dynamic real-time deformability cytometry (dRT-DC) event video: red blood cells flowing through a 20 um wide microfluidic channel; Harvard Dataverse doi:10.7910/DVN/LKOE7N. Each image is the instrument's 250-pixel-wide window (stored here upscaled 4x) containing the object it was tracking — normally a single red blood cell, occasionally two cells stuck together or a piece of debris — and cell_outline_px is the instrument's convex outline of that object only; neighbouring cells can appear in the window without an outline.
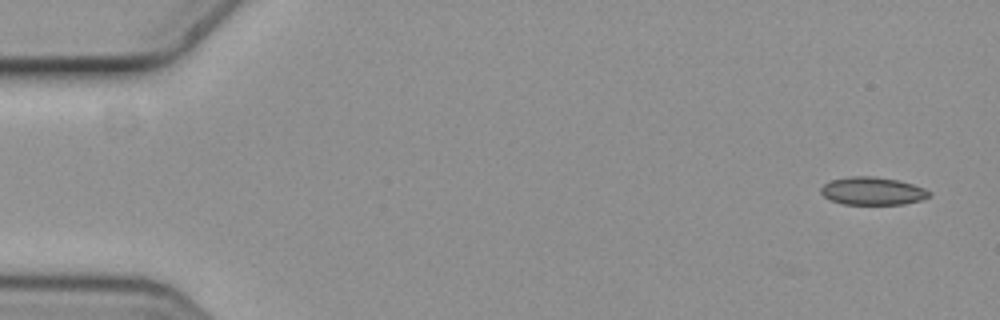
{"species": "common noctule bat (a hibernating species)", "species_latin": "Nyctalus noctula", "temperature_condition": "cold", "stored_images_in_passage": 6, "camera_frame_rate_fps": 3000, "um_per_image_px": 0.085, "animal": {"sex": "female", "body_mass_g": 19.3, "forearm_length_mm": 54.1}, "frame": {"image": 1, "passage_image": 1, "time_ms": 0.0, "image_size_px": [1000, 320], "cell_outline_px": [[932, 192], [928, 196], [920, 200], [904, 204], [844, 204], [832, 200], [824, 196], [820, 192], [820, 188], [824, 184], [832, 180], [852, 176], [872, 176], [900, 180], [924, 188]], "centroid_in_image_um": [74.17, 16.23], "position_along_channel_um": 10.8, "area_um2": 17.46}}
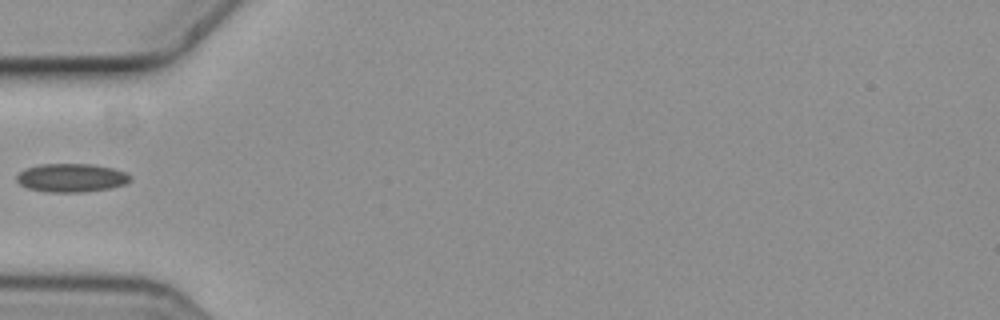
{"frame": {"image": 2, "passage_image": 5, "time_ms": 1.333, "image_size_px": [1000, 320], "cell_outline_px": [[132, 180], [124, 184], [108, 188], [84, 192], [48, 192], [28, 188], [20, 184], [16, 180], [16, 176], [24, 168], [40, 164], [92, 164], [112, 168], [128, 172], [132, 176]], "centroid_in_image_um": [6.08, 15.1], "position_along_channel_um": 78.9, "area_um2": 18.96}}
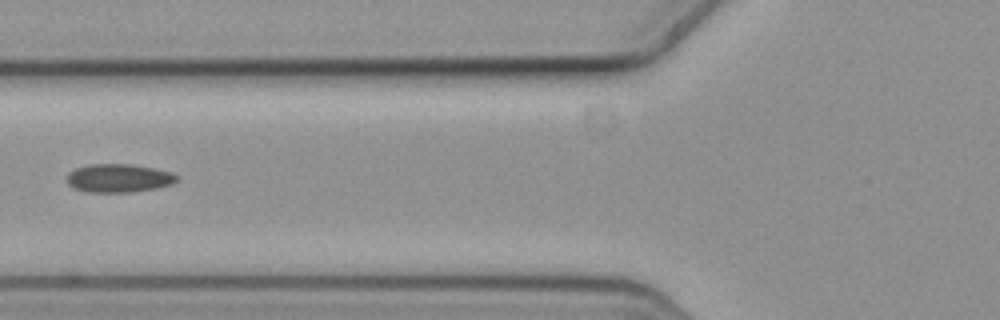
{"frame": {"image": 3, "passage_image": 6, "time_ms": 1.667, "image_size_px": [1000, 320], "cell_outline_px": [[180, 180], [172, 184], [156, 188], [132, 192], [88, 192], [76, 188], [68, 184], [68, 172], [76, 168], [88, 164], [132, 164], [156, 168], [172, 172], [180, 176]], "centroid_in_image_um": [10.16, 15.13], "position_along_channel_um": 115.6, "area_um2": 18.38}}